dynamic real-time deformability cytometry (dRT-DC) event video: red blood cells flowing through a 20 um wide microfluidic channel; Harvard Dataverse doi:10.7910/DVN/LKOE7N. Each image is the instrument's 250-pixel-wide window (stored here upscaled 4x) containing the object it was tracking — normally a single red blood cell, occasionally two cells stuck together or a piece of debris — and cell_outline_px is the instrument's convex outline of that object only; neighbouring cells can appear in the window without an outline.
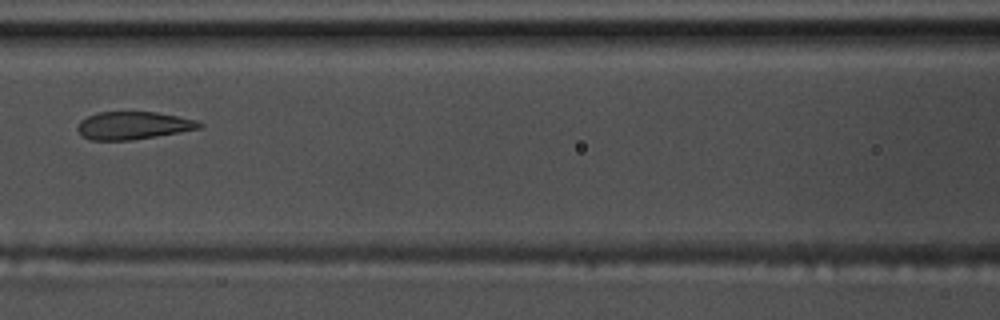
{"species": "common noctule bat (a hibernating species)", "species_latin": "Nyctalus noctula", "temperature_condition": "warm", "stored_images_in_passage": 5, "camera_frame_rate_fps": 3000, "um_per_image_px": 0.085, "animal": {"sex": "male", "body_mass_g": 17.5, "forearm_length_mm": 52.3}, "frame": {"image": 1, "passage_image": 5, "time_ms": 1.333, "image_size_px": [1000, 320], "cell_outline_px": [[204, 124], [200, 128], [132, 140], [92, 140], [84, 136], [76, 128], [80, 120], [88, 116], [100, 112], [156, 112], [196, 120]], "centroid_in_image_um": [11.3, 10.66], "position_along_channel_um": 155.3, "area_um2": 19.36}}